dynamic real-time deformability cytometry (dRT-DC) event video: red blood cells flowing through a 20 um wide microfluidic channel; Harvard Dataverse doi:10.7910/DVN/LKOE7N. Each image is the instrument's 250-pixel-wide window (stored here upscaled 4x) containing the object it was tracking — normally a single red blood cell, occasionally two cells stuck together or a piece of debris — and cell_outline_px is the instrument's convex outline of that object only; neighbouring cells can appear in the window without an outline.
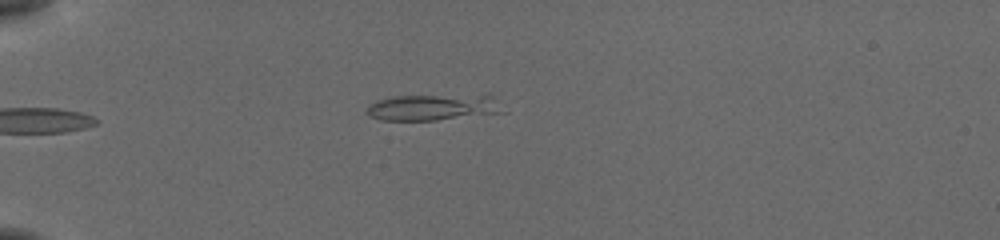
{"species": "common noctule bat (a hibernating species)", "species_latin": "Nyctalus noctula", "temperature_condition": "cold", "stored_images_in_passage": 2, "camera_frame_rate_fps": 3000, "um_per_image_px": 0.085, "animal": {"sex": "female", "body_mass_g": 19.5, "forearm_length_mm": 54.1}, "frame": {"image": 1, "passage_image": 1, "time_ms": 0.0, "image_size_px": [1000, 240], "cell_outline_px": [[508, 112], [436, 120], [380, 120], [368, 116], [364, 112], [368, 104], [376, 100], [392, 96], [488, 92], [492, 92]], "centroid_in_image_um": [36.94, 9.06], "position_along_channel_um": 48.1, "area_um2": 22.43}}